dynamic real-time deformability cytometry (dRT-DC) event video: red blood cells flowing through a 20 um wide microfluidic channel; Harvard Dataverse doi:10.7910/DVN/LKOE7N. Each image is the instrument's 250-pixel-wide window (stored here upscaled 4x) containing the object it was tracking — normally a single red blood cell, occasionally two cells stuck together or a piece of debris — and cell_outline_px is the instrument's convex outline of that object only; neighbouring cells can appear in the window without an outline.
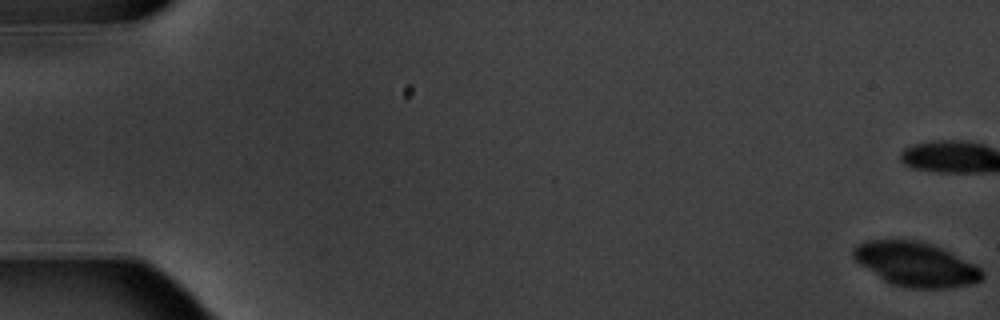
{"species": "common noctule bat (a hibernating species)", "species_latin": "Nyctalus noctula", "temperature_condition": "warm", "stored_images_in_passage": 6, "camera_frame_rate_fps": 3000, "um_per_image_px": 0.085, "animal": {"sex": "male", "body_mass_g": 20.1, "forearm_length_mm": 53.5}, "frame": {"image": 1, "passage_image": 1, "time_ms": 0.0, "image_size_px": [1000, 320], "cell_outline_px": [[984, 276], [980, 280], [972, 284], [944, 288], [912, 288], [892, 284], [884, 280], [860, 264], [852, 256], [852, 248], [856, 244], [864, 240], [920, 240], [932, 244], [976, 264], [984, 272]], "centroid_in_image_um": [77.84, 22.45], "position_along_channel_um": 7.2, "area_um2": 33.18}}